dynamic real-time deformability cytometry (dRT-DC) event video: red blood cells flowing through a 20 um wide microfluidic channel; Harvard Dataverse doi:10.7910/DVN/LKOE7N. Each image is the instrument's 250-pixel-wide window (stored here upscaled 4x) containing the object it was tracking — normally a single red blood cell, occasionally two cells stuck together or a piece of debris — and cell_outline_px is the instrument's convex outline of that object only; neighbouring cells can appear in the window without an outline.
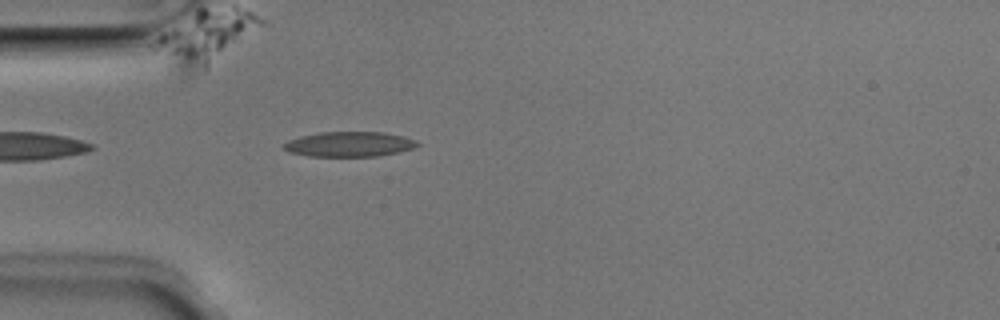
{"species": "Egyptian fruit bat (a non-hibernating species)", "species_latin": "Rousettus aegyptiacus", "temperature_condition": "room temperature", "stored_images_in_passage": 2, "camera_frame_rate_fps": 3000, "um_per_image_px": 0.085, "animal": {"sex": "male"}, "frame": {"image": 1, "passage_image": 2, "time_ms": 0.333, "image_size_px": [1000, 320], "cell_outline_px": [[420, 144], [412, 148], [380, 156], [308, 156], [288, 152], [284, 148], [284, 144], [288, 140], [300, 136], [320, 132], [384, 132], [404, 136], [416, 140]], "centroid_in_image_um": [29.68, 12.25], "position_along_channel_um": 55.3, "area_um2": 19.42}}